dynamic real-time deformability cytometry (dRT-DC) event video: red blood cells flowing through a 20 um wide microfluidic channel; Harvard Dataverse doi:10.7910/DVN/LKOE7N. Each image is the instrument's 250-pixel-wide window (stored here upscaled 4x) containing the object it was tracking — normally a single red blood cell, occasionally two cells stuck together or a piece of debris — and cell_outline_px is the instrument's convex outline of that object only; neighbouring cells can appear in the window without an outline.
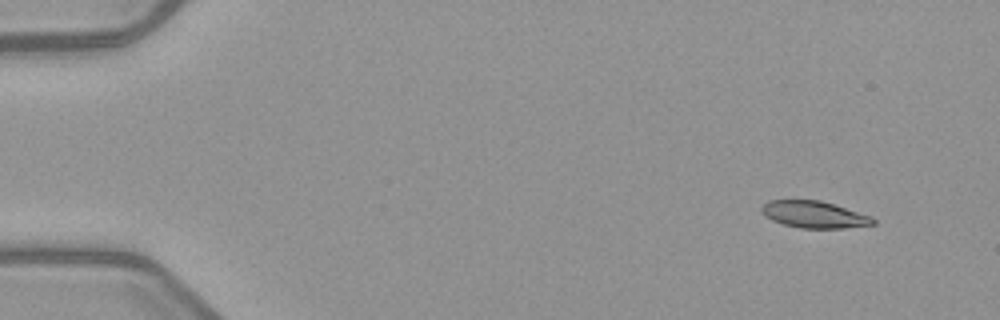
{"species": "common noctule bat (a hibernating species)", "species_latin": "Nyctalus noctula", "temperature_condition": "warm", "stored_images_in_passage": 5, "camera_frame_rate_fps": 3000, "um_per_image_px": 0.085, "animal": {"sex": "female", "body_mass_g": 21.9}, "frame": {"image": 1, "passage_image": 1, "time_ms": 0.0, "image_size_px": [1000, 320], "cell_outline_px": [[876, 224], [844, 228], [800, 228], [784, 224], [772, 220], [764, 216], [760, 208], [768, 200], [820, 200], [872, 216], [876, 220]], "centroid_in_image_um": [69.21, 18.23], "position_along_channel_um": 15.8, "area_um2": 17.46}}
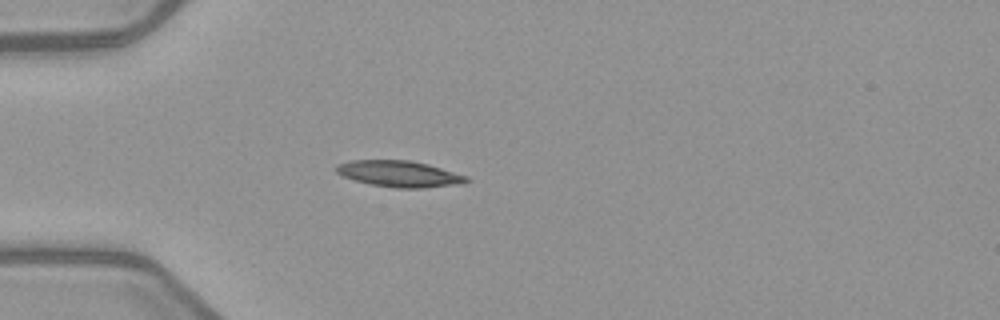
{"frame": {"image": 2, "passage_image": 4, "time_ms": 3.667, "image_size_px": [1000, 320], "cell_outline_px": [[468, 180], [464, 184], [424, 188], [396, 188], [372, 184], [356, 180], [344, 176], [336, 172], [336, 164], [352, 160], [408, 160], [428, 164], [468, 176]], "centroid_in_image_um": [33.98, 14.77], "position_along_channel_um": 51.0, "area_um2": 19.83}}